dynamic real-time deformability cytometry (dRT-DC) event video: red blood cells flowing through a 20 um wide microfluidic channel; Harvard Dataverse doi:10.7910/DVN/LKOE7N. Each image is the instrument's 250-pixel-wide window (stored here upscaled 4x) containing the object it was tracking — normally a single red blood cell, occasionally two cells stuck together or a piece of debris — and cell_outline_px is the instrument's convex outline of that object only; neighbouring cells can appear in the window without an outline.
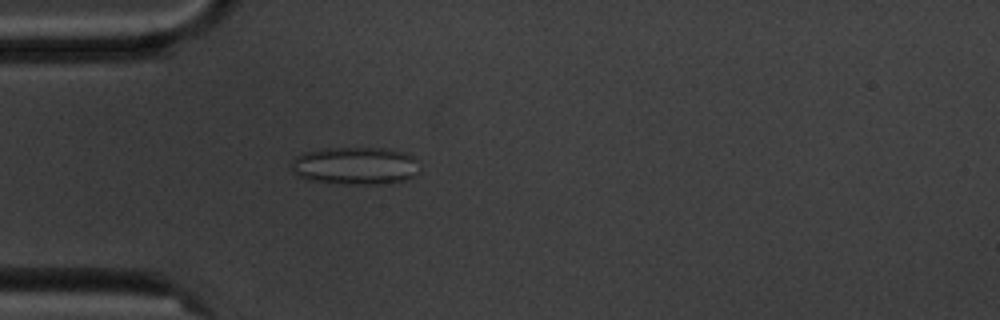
{"species": "common noctule bat (a hibernating species)", "species_latin": "Nyctalus noctula", "temperature_condition": "cold", "stored_images_in_passage": 1, "camera_frame_rate_fps": 3000, "um_per_image_px": 0.085, "animal": {"sex": "male", "body_mass_g": 20.1, "forearm_length_mm": 53.5}, "frame": {"image": 1, "passage_image": 1, "time_ms": 0.0, "image_size_px": [1000, 320], "cell_outline_px": [[420, 172], [404, 180], [380, 184], [340, 184], [308, 180], [296, 176], [292, 172], [292, 160], [296, 156], [304, 152], [324, 148], [384, 148], [404, 152], [412, 156], [416, 160]], "centroid_in_image_um": [30.16, 14.09], "position_along_channel_um": 54.8, "area_um2": 28.38}}